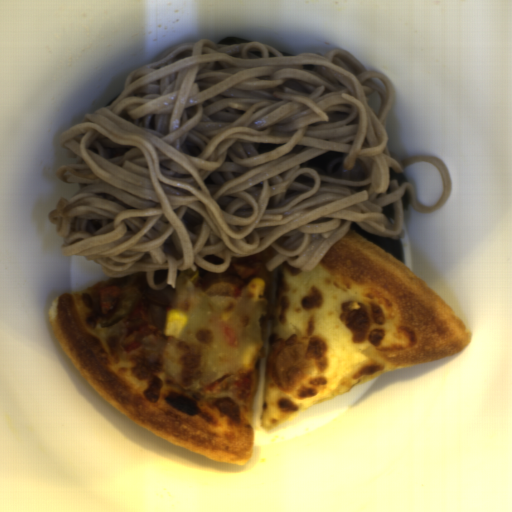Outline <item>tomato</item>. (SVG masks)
<instances>
[{
  "instance_id": "obj_1",
  "label": "tomato",
  "mask_w": 512,
  "mask_h": 512,
  "mask_svg": "<svg viewBox=\"0 0 512 512\" xmlns=\"http://www.w3.org/2000/svg\"><path fill=\"white\" fill-rule=\"evenodd\" d=\"M121 294V288L116 285L105 286L98 292L101 313L104 315L115 308Z\"/></svg>"
}]
</instances>
